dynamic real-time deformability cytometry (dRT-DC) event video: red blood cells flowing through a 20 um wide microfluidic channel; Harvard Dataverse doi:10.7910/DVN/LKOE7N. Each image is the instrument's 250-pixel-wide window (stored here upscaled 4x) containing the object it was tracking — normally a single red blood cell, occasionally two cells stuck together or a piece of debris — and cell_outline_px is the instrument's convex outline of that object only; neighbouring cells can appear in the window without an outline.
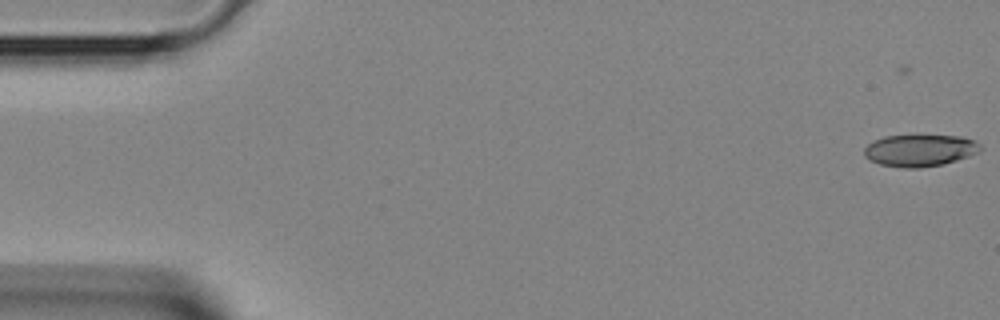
{"species": "Egyptian fruit bat (a non-hibernating species)", "species_latin": "Rousettus aegyptiacus", "temperature_condition": "room temperature", "stored_images_in_passage": 3, "camera_frame_rate_fps": 3000, "um_per_image_px": 0.085, "animal": {"sex": "female"}, "frame": {"image": 1, "passage_image": 1, "time_ms": 0.0, "image_size_px": [1000, 320], "cell_outline_px": [[984, 148], [980, 152], [944, 164], [920, 168], [900, 168], [880, 164], [868, 160], [864, 156], [864, 148], [872, 140], [884, 136], [916, 132], [964, 136], [976, 140]], "centroid_in_image_um": [78.2, 12.72], "position_along_channel_um": 6.8, "area_um2": 23.06}}